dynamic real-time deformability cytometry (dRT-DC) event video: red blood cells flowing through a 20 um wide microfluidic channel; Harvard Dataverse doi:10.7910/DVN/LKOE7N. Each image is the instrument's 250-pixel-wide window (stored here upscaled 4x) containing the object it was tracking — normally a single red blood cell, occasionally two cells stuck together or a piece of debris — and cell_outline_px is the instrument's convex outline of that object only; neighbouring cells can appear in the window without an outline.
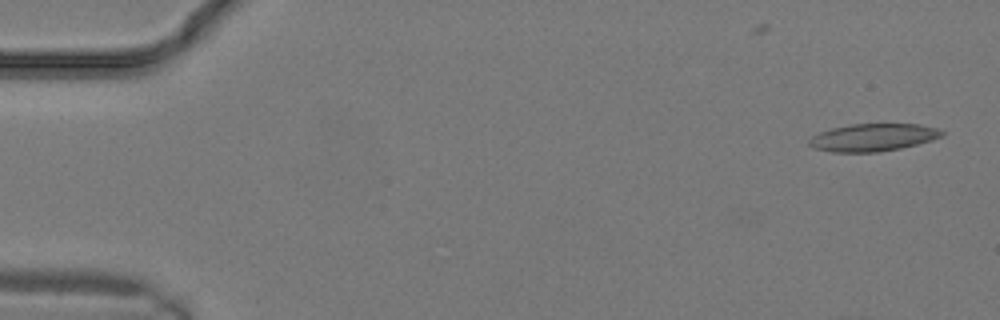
{"species": "common noctule bat (a hibernating species)", "species_latin": "Nyctalus noctula", "temperature_condition": "warm", "stored_images_in_passage": 6, "camera_frame_rate_fps": 3000, "um_per_image_px": 0.085, "animal": {"sex": "male", "body_mass_g": 19.2, "forearm_length_mm": 51.8}, "frame": {"image": 1, "passage_image": 1, "time_ms": 0.0, "image_size_px": [1000, 320], "cell_outline_px": [[944, 136], [932, 140], [900, 148], [880, 152], [832, 152], [812, 148], [808, 144], [808, 140], [812, 136], [820, 132], [832, 128], [852, 124], [920, 124], [936, 128], [944, 132]], "centroid_in_image_um": [74.19, 11.68], "position_along_channel_um": 10.8, "area_um2": 21.33}}